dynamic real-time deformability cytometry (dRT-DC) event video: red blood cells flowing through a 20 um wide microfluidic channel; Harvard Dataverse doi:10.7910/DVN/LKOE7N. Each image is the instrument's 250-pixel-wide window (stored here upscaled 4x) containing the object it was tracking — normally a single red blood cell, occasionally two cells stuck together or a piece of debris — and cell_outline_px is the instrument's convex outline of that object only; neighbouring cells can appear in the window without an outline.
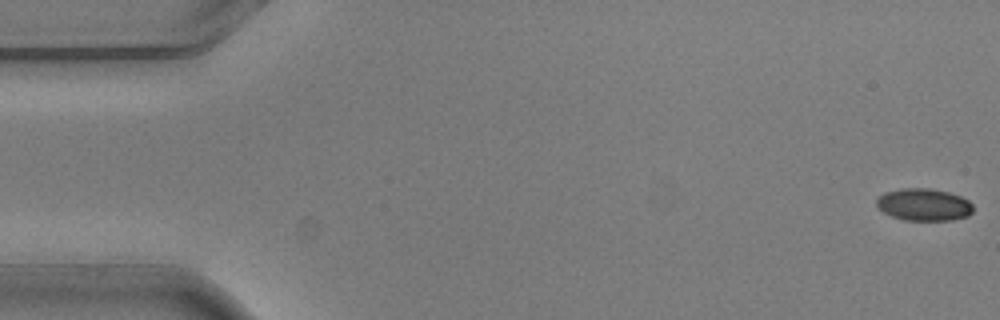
{"species": "common noctule bat (a hibernating species)", "species_latin": "Nyctalus noctula", "temperature_condition": "warm", "stored_images_in_passage": 5, "camera_frame_rate_fps": 3000, "um_per_image_px": 0.085, "animal": {"sex": "male", "body_mass_g": 20.5, "forearm_length_mm": 52.5}, "frame": {"image": 1, "passage_image": 1, "time_ms": 0.0, "image_size_px": [1000, 320], "cell_outline_px": [[972, 212], [968, 216], [952, 220], [904, 220], [892, 216], [884, 212], [876, 204], [876, 200], [884, 192], [900, 188], [928, 188], [948, 192], [960, 196], [968, 200], [972, 204]], "centroid_in_image_um": [78.53, 17.39], "position_along_channel_um": 6.5, "area_um2": 18.09}}
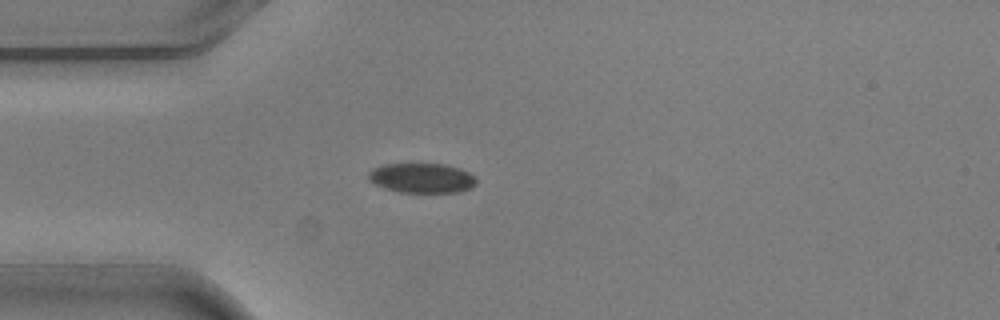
{"frame": {"image": 2, "passage_image": 5, "time_ms": 1.333, "image_size_px": [1000, 320], "cell_outline_px": [[476, 184], [472, 188], [460, 192], [400, 192], [384, 188], [368, 180], [368, 172], [372, 168], [384, 164], [444, 164], [460, 168], [468, 172], [476, 180]], "centroid_in_image_um": [35.84, 15.13], "position_along_channel_um": 49.2, "area_um2": 18.73}}